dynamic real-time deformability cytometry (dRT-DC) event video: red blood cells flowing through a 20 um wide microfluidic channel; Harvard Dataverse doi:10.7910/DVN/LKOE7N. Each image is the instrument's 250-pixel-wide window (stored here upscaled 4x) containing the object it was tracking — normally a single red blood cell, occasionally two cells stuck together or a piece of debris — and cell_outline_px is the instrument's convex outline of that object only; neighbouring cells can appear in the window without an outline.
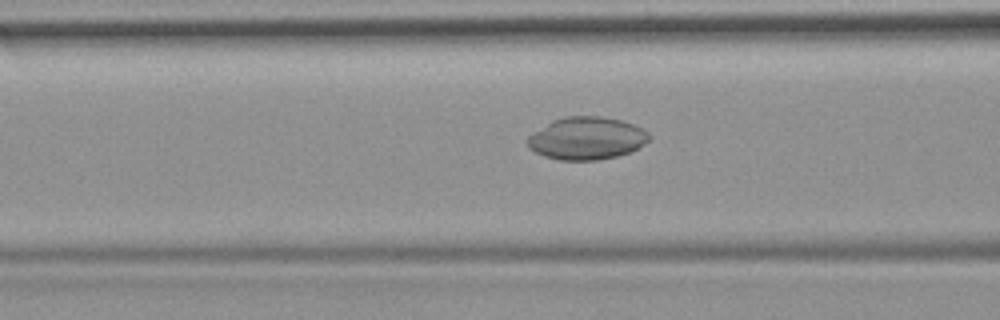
{"species": "common noctule bat (a hibernating species)", "species_latin": "Nyctalus noctula", "temperature_condition": "room temperature", "stored_images_in_passage": 25, "camera_frame_rate_fps": 3000, "um_per_image_px": 0.085, "animal": {"sex": "female", "body_mass_g": 19.9}, "frame": {"image": 1, "passage_image": 4, "time_ms": 1.0, "image_size_px": [1000, 320], "cell_outline_px": [[652, 136], [644, 144], [632, 152], [616, 156], [596, 160], [560, 160], [544, 156], [528, 148], [524, 140], [532, 132], [552, 120], [564, 116], [600, 116], [620, 120], [632, 124], [648, 132]], "centroid_in_image_um": [49.82, 11.75], "position_along_channel_um": 116.8, "area_um2": 30.4}}
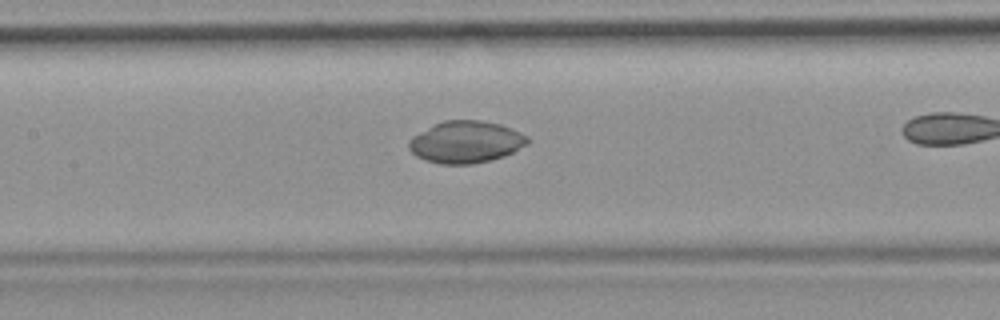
{"frame": {"image": 2, "passage_image": 8, "time_ms": 2.333, "image_size_px": [1000, 320], "cell_outline_px": [[528, 144], [504, 156], [472, 164], [440, 164], [416, 156], [408, 148], [408, 140], [412, 136], [432, 124], [444, 120], [480, 120], [500, 124], [520, 132], [528, 136]], "centroid_in_image_um": [39.57, 12.06], "position_along_channel_um": 167.8, "area_um2": 29.02}}